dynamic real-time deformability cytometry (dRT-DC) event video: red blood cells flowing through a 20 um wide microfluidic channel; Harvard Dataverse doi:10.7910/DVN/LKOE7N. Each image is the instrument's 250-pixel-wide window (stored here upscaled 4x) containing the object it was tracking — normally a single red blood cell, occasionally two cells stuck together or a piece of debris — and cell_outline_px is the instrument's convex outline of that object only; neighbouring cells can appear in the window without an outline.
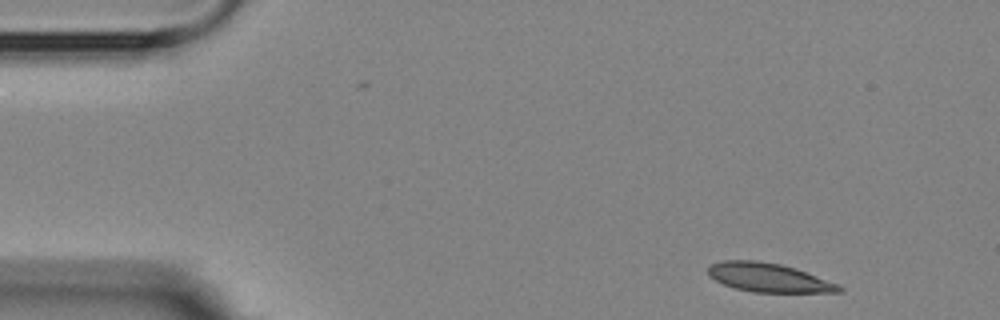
{"species": "Egyptian fruit bat (a non-hibernating species)", "species_latin": "Rousettus aegyptiacus", "temperature_condition": "room temperature", "stored_images_in_passage": 5, "segment_of_instrument_passage": [1, 2], "camera_frame_rate_fps": 3000, "um_per_image_px": 0.085, "animal": {"sex": "female"}, "frame": {"image": 1, "passage_image": 1, "time_ms": 0.0, "image_size_px": [1000, 320], "cell_outline_px": [[844, 292], [752, 292], [736, 288], [724, 284], [708, 276], [708, 264], [720, 260], [756, 260], [780, 264], [796, 268], [840, 284], [844, 288]], "centroid_in_image_um": [65.34, 23.58], "position_along_channel_um": 19.7, "area_um2": 22.25}}